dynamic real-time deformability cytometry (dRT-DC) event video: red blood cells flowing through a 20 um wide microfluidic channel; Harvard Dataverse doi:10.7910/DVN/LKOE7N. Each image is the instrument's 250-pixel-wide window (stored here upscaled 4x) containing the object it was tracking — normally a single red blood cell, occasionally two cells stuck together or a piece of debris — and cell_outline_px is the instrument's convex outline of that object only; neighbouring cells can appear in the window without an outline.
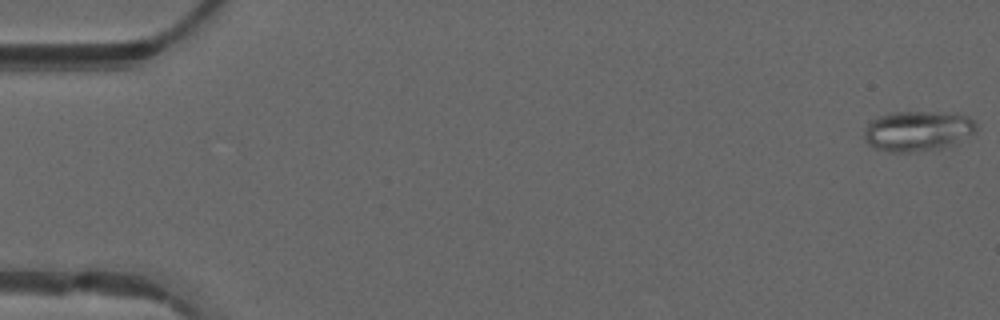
{"species": "common noctule bat (a hibernating species)", "species_latin": "Nyctalus noctula", "temperature_condition": "warm", "stored_images_in_passage": 22, "camera_frame_rate_fps": 3000, "um_per_image_px": 0.085, "animal": {"sex": "male", "forearm_length_mm": 52.5}, "frame": {"image": 1, "passage_image": 1, "time_ms": 0.0, "image_size_px": [1000, 320], "cell_outline_px": [[980, 128], [976, 132], [944, 148], [908, 152], [888, 152], [876, 148], [868, 144], [864, 136], [864, 128], [868, 120], [876, 116], [892, 112], [956, 112], [968, 116], [976, 120]], "centroid_in_image_um": [78.02, 11.1], "position_along_channel_um": 7.0, "area_um2": 26.93}}
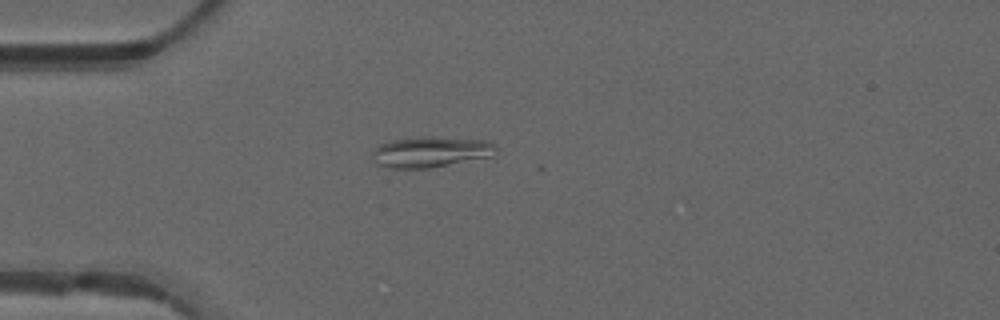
{"frame": {"image": 2, "passage_image": 14, "time_ms": 4.333, "image_size_px": [1000, 320], "cell_outline_px": [[500, 148], [492, 156], [428, 168], [392, 168], [376, 164], [372, 160], [372, 152], [380, 144], [388, 140], [420, 136], [432, 136], [488, 140], [496, 144]], "centroid_in_image_um": [36.62, 12.89], "position_along_channel_um": 48.4, "area_um2": 22.54}}